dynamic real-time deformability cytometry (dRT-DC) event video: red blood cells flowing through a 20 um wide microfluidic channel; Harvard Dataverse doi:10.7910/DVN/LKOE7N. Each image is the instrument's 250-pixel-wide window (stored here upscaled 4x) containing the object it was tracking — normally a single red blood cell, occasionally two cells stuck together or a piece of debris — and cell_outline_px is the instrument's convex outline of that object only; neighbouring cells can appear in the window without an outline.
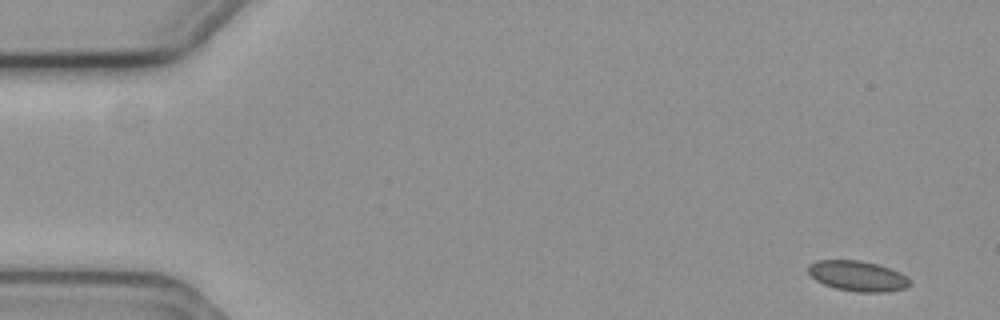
{"species": "common noctule bat (a hibernating species)", "species_latin": "Nyctalus noctula", "temperature_condition": "cold", "stored_images_in_passage": 6, "camera_frame_rate_fps": 3000, "um_per_image_px": 0.085, "animal": {"sex": "female", "body_mass_g": 19.3, "forearm_length_mm": 54.1}, "frame": {"image": 1, "passage_image": 1, "time_ms": 0.0, "image_size_px": [1000, 320], "cell_outline_px": [[912, 284], [908, 288], [888, 292], [856, 292], [836, 288], [824, 284], [816, 280], [808, 272], [808, 264], [816, 260], [860, 260], [876, 264], [900, 272], [912, 280]], "centroid_in_image_um": [72.94, 23.47], "position_along_channel_um": 12.1, "area_um2": 18.15}}
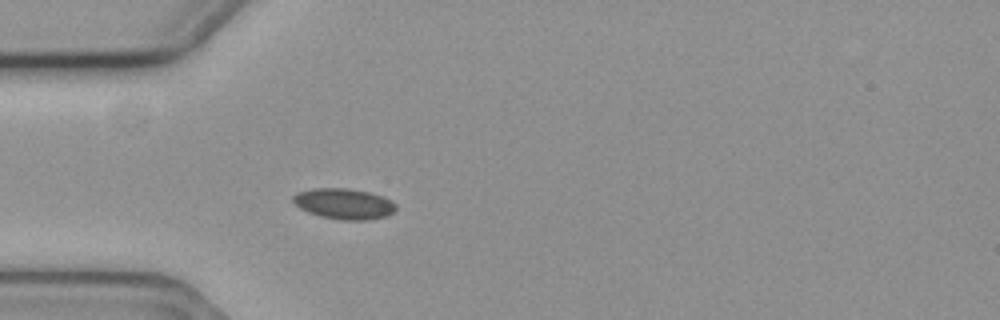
{"frame": {"image": 2, "passage_image": 5, "time_ms": 1.333, "image_size_px": [1000, 320], "cell_outline_px": [[396, 208], [388, 216], [368, 220], [340, 220], [320, 216], [308, 212], [300, 208], [292, 200], [292, 196], [296, 192], [312, 188], [348, 188], [368, 192], [384, 196], [392, 200], [396, 204]], "centroid_in_image_um": [29.24, 17.32], "position_along_channel_um": 55.8, "area_um2": 18.61}}